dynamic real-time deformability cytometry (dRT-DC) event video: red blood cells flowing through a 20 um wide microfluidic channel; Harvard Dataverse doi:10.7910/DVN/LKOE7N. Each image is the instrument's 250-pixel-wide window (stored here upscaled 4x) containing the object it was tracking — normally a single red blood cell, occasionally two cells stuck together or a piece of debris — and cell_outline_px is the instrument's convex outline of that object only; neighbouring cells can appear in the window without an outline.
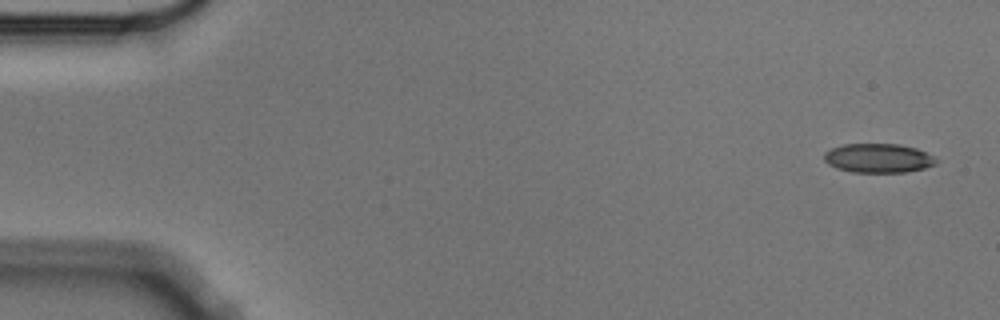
{"species": "Egyptian fruit bat (a non-hibernating species)", "species_latin": "Rousettus aegyptiacus", "temperature_condition": "cold", "stored_images_in_passage": 5, "camera_frame_rate_fps": 3000, "um_per_image_px": 0.085, "animal": {"sex": "male"}, "frame": {"image": 1, "passage_image": 1, "time_ms": 0.0, "image_size_px": [1000, 320], "cell_outline_px": [[940, 160], [936, 164], [924, 168], [904, 172], [852, 172], [836, 168], [828, 164], [824, 160], [824, 152], [832, 148], [844, 144], [900, 144], [916, 148]], "centroid_in_image_um": [74.65, 13.44], "position_along_channel_um": 10.4, "area_um2": 19.02}}
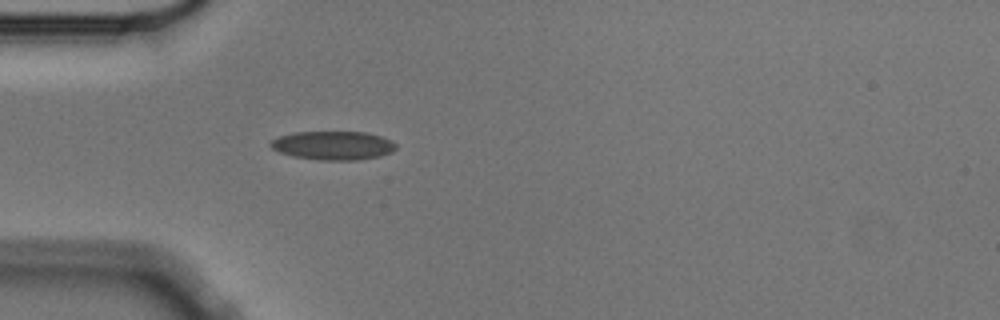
{"frame": {"image": 2, "passage_image": 5, "time_ms": 1.333, "image_size_px": [1000, 320], "cell_outline_px": [[396, 148], [392, 152], [380, 156], [356, 160], [320, 160], [296, 156], [280, 152], [272, 148], [268, 144], [272, 140], [280, 136], [292, 132], [364, 132], [380, 136], [392, 140], [396, 144]], "centroid_in_image_um": [28.33, 12.36], "position_along_channel_um": 56.7, "area_um2": 20.87}}